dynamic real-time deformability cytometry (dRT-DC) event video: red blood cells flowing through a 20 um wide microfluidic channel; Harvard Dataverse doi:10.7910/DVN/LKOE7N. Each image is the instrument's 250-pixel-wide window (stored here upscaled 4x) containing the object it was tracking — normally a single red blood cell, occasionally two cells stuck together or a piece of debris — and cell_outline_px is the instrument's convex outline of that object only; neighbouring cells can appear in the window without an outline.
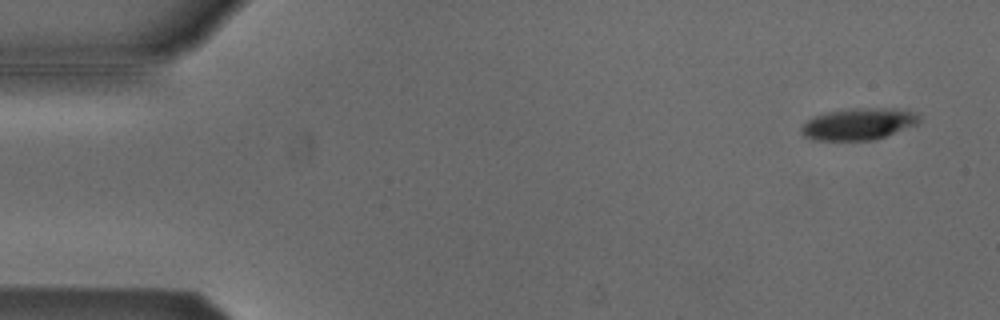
{"species": "Egyptian fruit bat (a non-hibernating species)", "species_latin": "Rousettus aegyptiacus", "temperature_condition": "cold", "stored_images_in_passage": 38, "camera_frame_rate_fps": 3000, "um_per_image_px": 0.085, "animal": {"sex": "male"}, "frame": {"image": 1, "passage_image": 3, "time_ms": 0.667, "image_size_px": [1000, 320], "cell_outline_px": [[920, 124], [872, 140], [812, 140], [804, 136], [800, 132], [800, 128], [808, 120], [816, 116], [828, 112], [856, 108], [884, 108], [920, 112]], "centroid_in_image_um": [73.02, 10.54], "position_along_channel_um": 12.0, "area_um2": 21.73}}
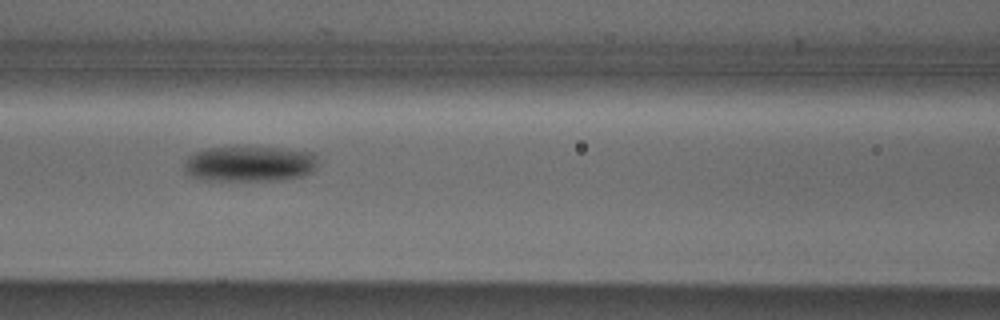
{"frame": {"image": 2, "passage_image": 23, "time_ms": 7.333, "image_size_px": [1000, 320], "cell_outline_px": [[316, 164], [308, 172], [300, 176], [280, 180], [208, 180], [192, 176], [188, 172], [184, 164], [184, 160], [192, 152], [208, 148], [280, 148], [312, 152], [316, 156]], "centroid_in_image_um": [21.18, 13.92], "position_along_channel_um": 145.4, "area_um2": 27.11}}
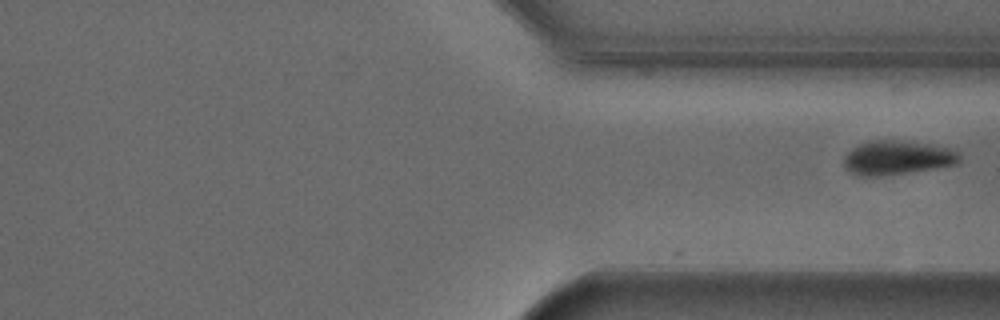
{"frame": {"image": 3, "passage_image": 38, "time_ms": 12.333, "image_size_px": [1000, 320], "cell_outline_px": [[960, 160], [956, 164], [908, 172], [880, 176], [860, 176], [844, 168], [844, 156], [856, 144], [868, 140], [900, 140], [936, 144], [956, 148], [960, 152]], "centroid_in_image_um": [76.29, 13.37], "position_along_channel_um": 335.1, "area_um2": 23.41}}